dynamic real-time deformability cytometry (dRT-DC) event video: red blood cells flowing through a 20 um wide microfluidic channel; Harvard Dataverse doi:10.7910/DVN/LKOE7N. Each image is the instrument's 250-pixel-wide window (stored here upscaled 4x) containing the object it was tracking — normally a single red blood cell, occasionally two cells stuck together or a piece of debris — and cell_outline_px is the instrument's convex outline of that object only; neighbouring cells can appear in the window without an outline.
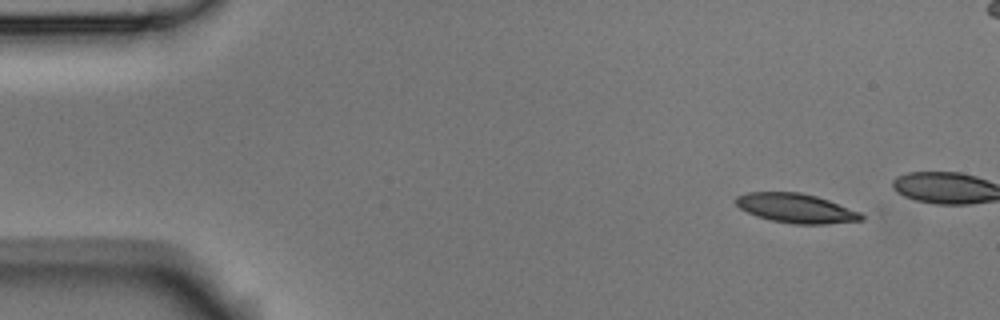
{"species": "Egyptian fruit bat (a non-hibernating species)", "species_latin": "Rousettus aegyptiacus", "temperature_condition": "room temperature", "stored_images_in_passage": 5, "camera_frame_rate_fps": 3000, "um_per_image_px": 0.085, "animal": {"sex": "male"}, "frame": {"image": 1, "passage_image": 2, "time_ms": 0.333, "image_size_px": [1000, 320], "cell_outline_px": [[864, 220], [824, 224], [796, 224], [772, 220], [756, 216], [740, 208], [736, 204], [736, 196], [748, 192], [800, 192], [816, 196], [828, 200], [860, 212], [864, 216]], "centroid_in_image_um": [67.66, 17.7], "position_along_channel_um": 17.3, "area_um2": 21.27}}